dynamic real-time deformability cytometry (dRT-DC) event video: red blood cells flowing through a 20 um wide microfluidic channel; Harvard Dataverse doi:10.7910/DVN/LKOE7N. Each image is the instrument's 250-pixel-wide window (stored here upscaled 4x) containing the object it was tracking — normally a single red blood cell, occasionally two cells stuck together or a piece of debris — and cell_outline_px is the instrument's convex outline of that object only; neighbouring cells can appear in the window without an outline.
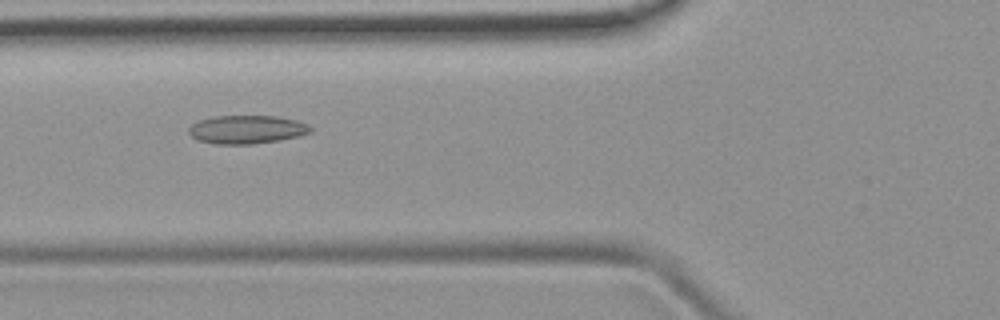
{"species": "common noctule bat (a hibernating species)", "species_latin": "Nyctalus noctula", "temperature_condition": "room temperature", "stored_images_in_passage": 48, "camera_frame_rate_fps": 3000, "um_per_image_px": 0.085, "animal": {"sex": "female", "body_mass_g": 19.9}, "frame": {"image": 1, "passage_image": 18, "time_ms": 5.667, "image_size_px": [1000, 320], "cell_outline_px": [[312, 132], [300, 136], [280, 140], [252, 144], [216, 144], [196, 140], [188, 132], [188, 128], [192, 124], [200, 120], [216, 116], [276, 116], [296, 120], [308, 124], [312, 128]], "centroid_in_image_um": [20.99, 11.01], "position_along_channel_um": 104.8, "area_um2": 20.23}}
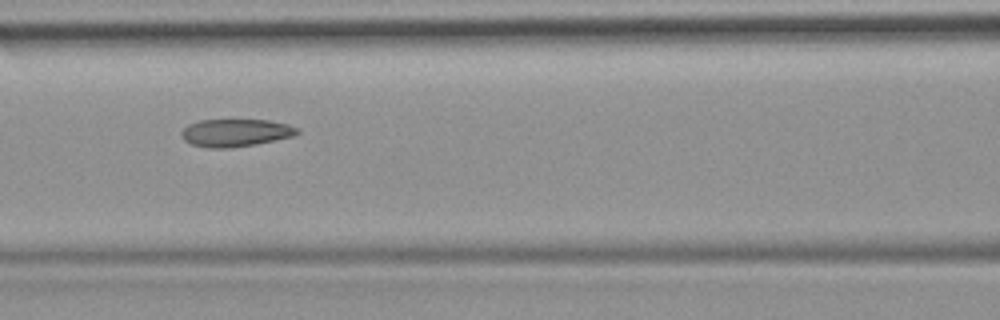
{"frame": {"image": 2, "passage_image": 21, "time_ms": 6.667, "image_size_px": [1000, 320], "cell_outline_px": [[300, 132], [296, 136], [256, 144], [228, 148], [208, 148], [192, 144], [184, 140], [180, 132], [188, 124], [200, 120], [268, 120], [288, 124], [296, 128]], "centroid_in_image_um": [20.03, 11.29], "position_along_channel_um": 146.6, "area_um2": 18.67}}
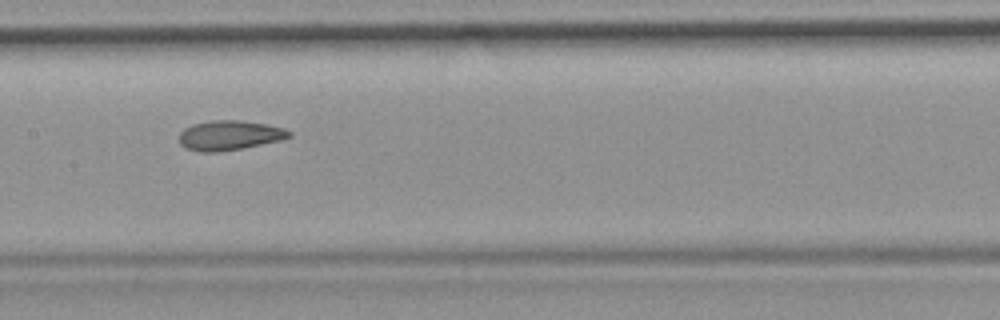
{"frame": {"image": 3, "passage_image": 24, "time_ms": 7.667, "image_size_px": [1000, 320], "cell_outline_px": [[292, 136], [280, 140], [220, 152], [200, 152], [184, 148], [180, 144], [180, 132], [184, 128], [192, 124], [212, 120], [240, 120], [264, 124], [284, 128], [292, 132]], "centroid_in_image_um": [19.47, 11.5], "position_along_channel_um": 187.9, "area_um2": 18.96}}